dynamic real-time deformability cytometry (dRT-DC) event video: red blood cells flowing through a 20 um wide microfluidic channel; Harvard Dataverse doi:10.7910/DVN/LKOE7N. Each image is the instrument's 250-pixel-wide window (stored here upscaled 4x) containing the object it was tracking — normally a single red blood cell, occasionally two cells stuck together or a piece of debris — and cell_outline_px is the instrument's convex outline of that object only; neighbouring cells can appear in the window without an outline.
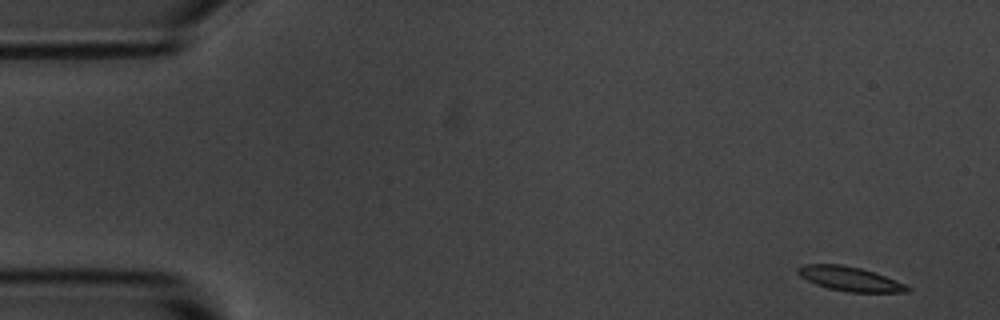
{"species": "common noctule bat (a hibernating species)", "species_latin": "Nyctalus noctula", "temperature_condition": "room temperature", "stored_images_in_passage": 4, "camera_frame_rate_fps": 3000, "um_per_image_px": 0.085, "animal": {"sex": "male", "body_mass_g": 20.1, "forearm_length_mm": 53.5}, "frame": {"image": 1, "passage_image": 1, "time_ms": 0.0, "image_size_px": [1000, 320], "cell_outline_px": [[912, 288], [908, 292], [848, 292], [828, 288], [816, 284], [800, 276], [796, 272], [796, 268], [804, 264], [840, 264], [860, 268], [884, 276], [904, 284]], "centroid_in_image_um": [72.2, 23.7], "position_along_channel_um": 12.8, "area_um2": 15.32}}
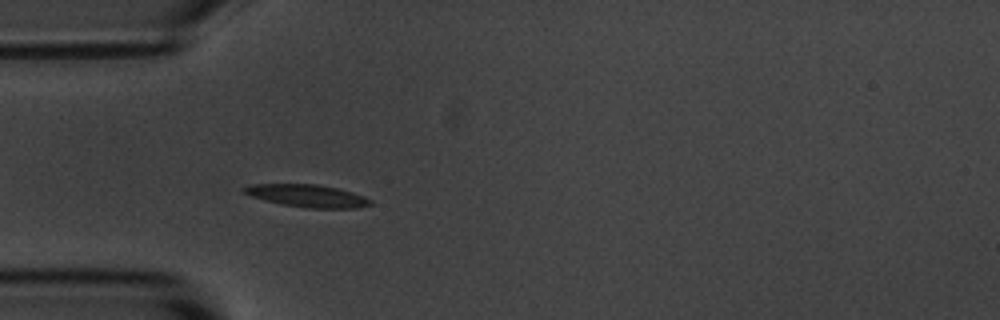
{"frame": {"image": 2, "passage_image": 4, "time_ms": 4.333, "image_size_px": [1000, 320], "cell_outline_px": [[372, 204], [356, 208], [308, 208], [284, 204], [264, 200], [240, 192], [240, 188], [248, 184], [316, 184], [336, 188], [352, 192], [364, 196], [372, 200]], "centroid_in_image_um": [26.07, 16.63], "position_along_channel_um": 58.9, "area_um2": 16.59}}